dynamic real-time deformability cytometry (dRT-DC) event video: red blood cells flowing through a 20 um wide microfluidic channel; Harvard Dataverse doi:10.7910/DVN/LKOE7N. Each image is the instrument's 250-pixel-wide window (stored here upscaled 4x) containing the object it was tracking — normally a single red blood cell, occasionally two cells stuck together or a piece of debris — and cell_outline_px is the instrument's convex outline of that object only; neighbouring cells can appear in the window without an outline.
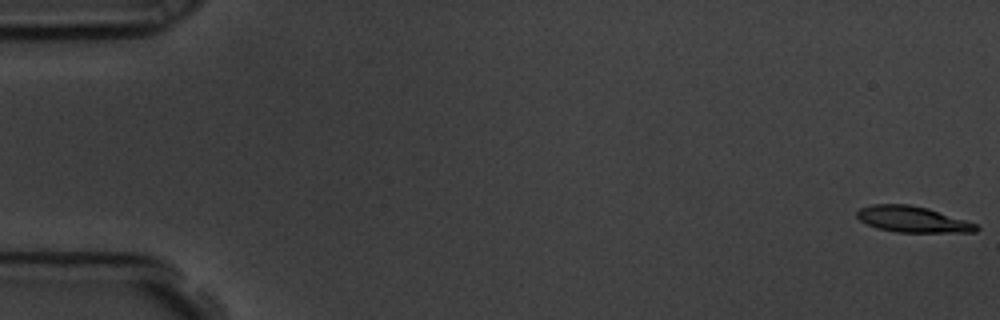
{"species": "common noctule bat (a hibernating species)", "species_latin": "Nyctalus noctula", "temperature_condition": "room temperature", "stored_images_in_passage": 57, "camera_frame_rate_fps": 3000, "um_per_image_px": 0.085, "animal": {"sex": "male", "body_mass_g": 19.5, "forearm_length_mm": 54.6}, "frame": {"image": 1, "passage_image": 1, "time_ms": 0.0, "image_size_px": [1000, 320], "cell_outline_px": [[980, 228], [976, 232], [896, 232], [876, 228], [860, 220], [856, 216], [856, 212], [860, 208], [872, 204], [908, 204], [928, 208], [976, 224]], "centroid_in_image_um": [77.54, 18.64], "position_along_channel_um": 7.5, "area_um2": 17.98}}
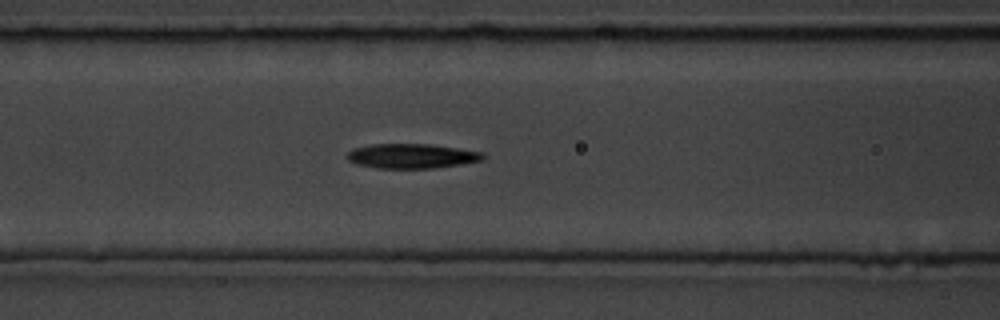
{"frame": {"image": 2, "passage_image": 24, "time_ms": 7.667, "image_size_px": [1000, 320], "cell_outline_px": [[484, 160], [460, 164], [432, 168], [376, 168], [356, 164], [348, 160], [348, 152], [352, 148], [372, 144], [432, 144], [484, 152]], "centroid_in_image_um": [34.99, 13.26], "position_along_channel_um": 131.6, "area_um2": 19.54}}
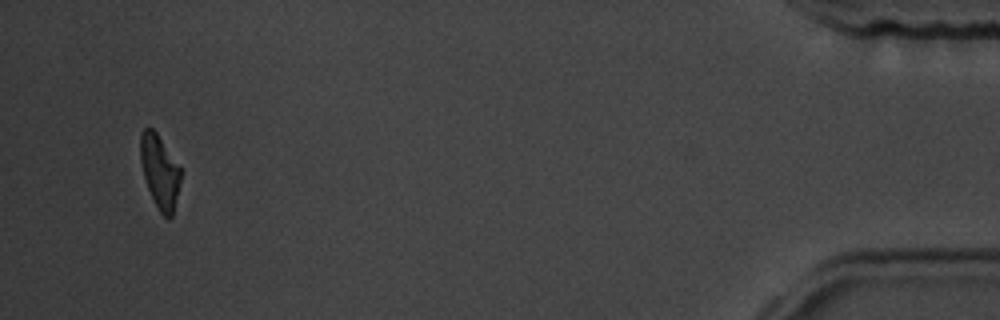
{"frame": {"image": 3, "passage_image": 55, "time_ms": 18.0, "image_size_px": [1000, 320], "cell_outline_px": [[180, 180], [172, 216], [168, 220], [160, 212], [148, 188], [144, 176], [140, 160], [140, 132], [144, 128], [152, 128], [156, 132], [180, 168]], "centroid_in_image_um": [13.55, 14.57], "position_along_channel_um": 421.6, "area_um2": 16.76}, "authors_computed_cell_mechanics": {"area_um2": 18.9006, "velocity_mm_per_s": 3.5812, "shape_relaxation_time_tau1_ms": 4.4903, "shape_relaxation_time_tau2_ms": 6.297, "deformation_change_tau1": 0.1457, "deformation_change_tau2": 0.1622}}